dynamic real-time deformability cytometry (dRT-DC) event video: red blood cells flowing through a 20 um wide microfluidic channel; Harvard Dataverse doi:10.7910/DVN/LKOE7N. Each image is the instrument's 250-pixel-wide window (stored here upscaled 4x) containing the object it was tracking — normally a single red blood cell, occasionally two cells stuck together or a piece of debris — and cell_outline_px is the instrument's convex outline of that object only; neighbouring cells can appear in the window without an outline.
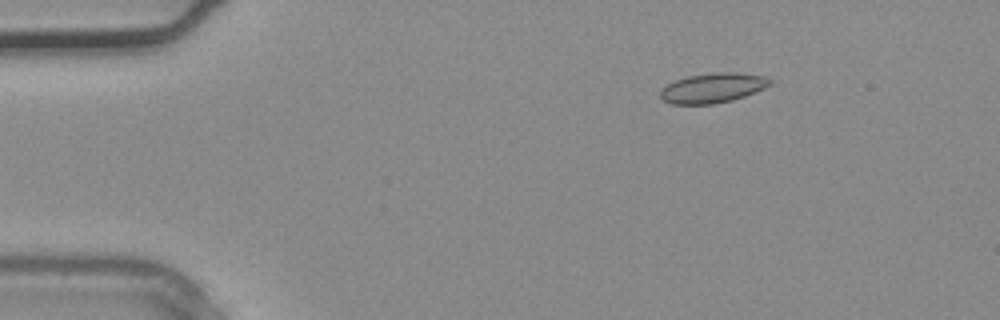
{"species": "common noctule bat (a hibernating species)", "species_latin": "Nyctalus noctula", "temperature_condition": "warm", "stored_images_in_passage": 31, "camera_frame_rate_fps": 3000, "um_per_image_px": 0.085, "animal": {"sex": "male", "body_mass_g": 20.4}, "frame": {"image": 1, "passage_image": 1, "time_ms": 0.0, "image_size_px": [1000, 320], "cell_outline_px": [[776, 80], [772, 84], [764, 88], [744, 96], [732, 100], [712, 104], [672, 104], [664, 100], [660, 96], [660, 88], [676, 80], [688, 76], [720, 72], [732, 72], [764, 76]], "centroid_in_image_um": [60.61, 7.47], "position_along_channel_um": 24.4, "area_um2": 18.96}}
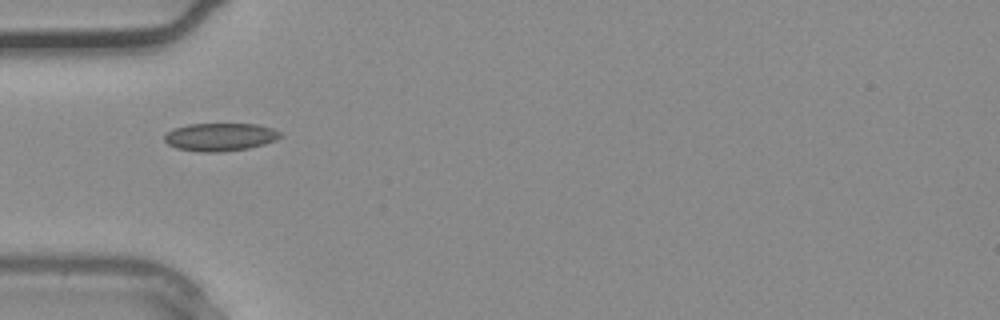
{"frame": {"image": 2, "passage_image": 7, "time_ms": 2.0, "image_size_px": [1000, 320], "cell_outline_px": [[284, 136], [276, 140], [264, 144], [248, 148], [224, 152], [196, 152], [176, 148], [168, 144], [164, 140], [164, 136], [172, 128], [188, 124], [256, 124], [272, 128], [280, 132]], "centroid_in_image_um": [18.71, 11.65], "position_along_channel_um": 66.3, "area_um2": 19.07}}
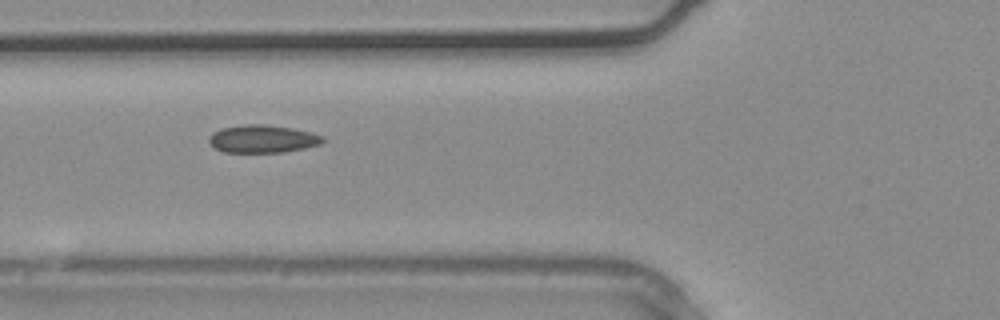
{"frame": {"image": 3, "passage_image": 9, "time_ms": 2.667, "image_size_px": [1000, 320], "cell_outline_px": [[324, 140], [320, 144], [304, 148], [284, 152], [224, 152], [216, 148], [208, 140], [208, 136], [212, 132], [220, 128], [248, 124], [264, 124], [292, 128], [312, 132], [324, 136]], "centroid_in_image_um": [22.32, 11.79], "position_along_channel_um": 103.5, "area_um2": 18.44}}